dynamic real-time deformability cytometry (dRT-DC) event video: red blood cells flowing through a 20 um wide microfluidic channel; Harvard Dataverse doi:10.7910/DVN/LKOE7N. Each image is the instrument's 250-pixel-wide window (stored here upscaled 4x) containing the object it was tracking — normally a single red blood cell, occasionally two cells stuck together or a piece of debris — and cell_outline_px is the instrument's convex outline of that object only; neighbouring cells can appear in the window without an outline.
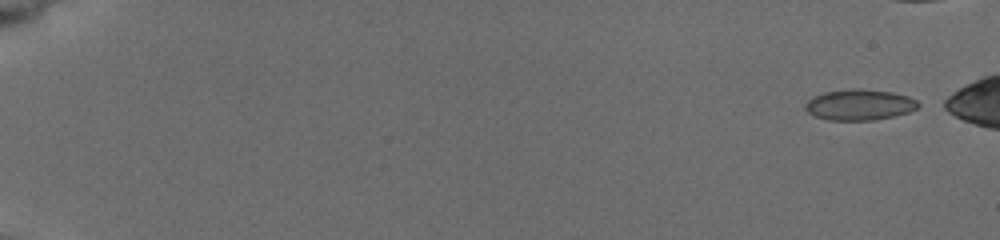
{"species": "common noctule bat (a hibernating species)", "species_latin": "Nyctalus noctula", "temperature_condition": "cold", "stored_images_in_passage": 6, "camera_frame_rate_fps": 3000, "um_per_image_px": 0.085, "animal": {"sex": "female", "body_mass_g": 19.5, "forearm_length_mm": 54.1}, "frame": {"image": 1, "passage_image": 1, "time_ms": 0.0, "image_size_px": [1000, 240], "cell_outline_px": [[920, 104], [916, 108], [908, 112], [892, 116], [872, 120], [828, 120], [816, 116], [808, 112], [804, 108], [804, 104], [808, 100], [824, 92], [856, 88], [892, 92], [908, 96], [916, 100]], "centroid_in_image_um": [73.04, 8.9], "position_along_channel_um": 12.0, "area_um2": 20.06}}